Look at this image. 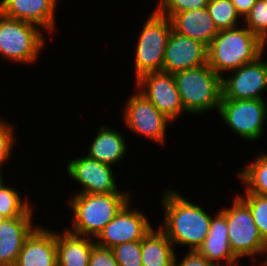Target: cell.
<instances>
[{"label":"cell","mask_w":267,"mask_h":266,"mask_svg":"<svg viewBox=\"0 0 267 266\" xmlns=\"http://www.w3.org/2000/svg\"><path fill=\"white\" fill-rule=\"evenodd\" d=\"M168 188L160 196L164 218L157 227L166 234L175 249L181 245L187 246L188 251L197 250L209 232L213 216L199 204L183 197L175 187Z\"/></svg>","instance_id":"1"},{"label":"cell","mask_w":267,"mask_h":266,"mask_svg":"<svg viewBox=\"0 0 267 266\" xmlns=\"http://www.w3.org/2000/svg\"><path fill=\"white\" fill-rule=\"evenodd\" d=\"M242 23L267 45V2L265 0H257L241 21Z\"/></svg>","instance_id":"27"},{"label":"cell","mask_w":267,"mask_h":266,"mask_svg":"<svg viewBox=\"0 0 267 266\" xmlns=\"http://www.w3.org/2000/svg\"><path fill=\"white\" fill-rule=\"evenodd\" d=\"M33 216L4 219L0 223V266H14L26 238L38 226Z\"/></svg>","instance_id":"17"},{"label":"cell","mask_w":267,"mask_h":266,"mask_svg":"<svg viewBox=\"0 0 267 266\" xmlns=\"http://www.w3.org/2000/svg\"><path fill=\"white\" fill-rule=\"evenodd\" d=\"M175 253L172 266H216L213 262L208 261L202 254L197 250L187 251V253L181 258V261L178 259Z\"/></svg>","instance_id":"32"},{"label":"cell","mask_w":267,"mask_h":266,"mask_svg":"<svg viewBox=\"0 0 267 266\" xmlns=\"http://www.w3.org/2000/svg\"><path fill=\"white\" fill-rule=\"evenodd\" d=\"M63 230L56 231L57 266H89L95 240Z\"/></svg>","instance_id":"21"},{"label":"cell","mask_w":267,"mask_h":266,"mask_svg":"<svg viewBox=\"0 0 267 266\" xmlns=\"http://www.w3.org/2000/svg\"><path fill=\"white\" fill-rule=\"evenodd\" d=\"M207 9L219 31L240 26L243 20L231 0H209Z\"/></svg>","instance_id":"25"},{"label":"cell","mask_w":267,"mask_h":266,"mask_svg":"<svg viewBox=\"0 0 267 266\" xmlns=\"http://www.w3.org/2000/svg\"><path fill=\"white\" fill-rule=\"evenodd\" d=\"M44 33L34 25L8 18L0 13L2 61L7 59L25 65L36 63L47 42Z\"/></svg>","instance_id":"6"},{"label":"cell","mask_w":267,"mask_h":266,"mask_svg":"<svg viewBox=\"0 0 267 266\" xmlns=\"http://www.w3.org/2000/svg\"><path fill=\"white\" fill-rule=\"evenodd\" d=\"M65 167L67 175L81 185V190L78 189L74 194L129 193L126 190L119 191L113 166L101 163L87 155L70 159Z\"/></svg>","instance_id":"12"},{"label":"cell","mask_w":267,"mask_h":266,"mask_svg":"<svg viewBox=\"0 0 267 266\" xmlns=\"http://www.w3.org/2000/svg\"><path fill=\"white\" fill-rule=\"evenodd\" d=\"M242 169L236 174L245 185L244 193L267 196V153L259 152L254 160Z\"/></svg>","instance_id":"23"},{"label":"cell","mask_w":267,"mask_h":266,"mask_svg":"<svg viewBox=\"0 0 267 266\" xmlns=\"http://www.w3.org/2000/svg\"><path fill=\"white\" fill-rule=\"evenodd\" d=\"M209 0H159L155 10L169 19L176 13L205 8Z\"/></svg>","instance_id":"28"},{"label":"cell","mask_w":267,"mask_h":266,"mask_svg":"<svg viewBox=\"0 0 267 266\" xmlns=\"http://www.w3.org/2000/svg\"><path fill=\"white\" fill-rule=\"evenodd\" d=\"M170 21L173 31L198 40L206 46L219 32L207 7L176 13Z\"/></svg>","instance_id":"19"},{"label":"cell","mask_w":267,"mask_h":266,"mask_svg":"<svg viewBox=\"0 0 267 266\" xmlns=\"http://www.w3.org/2000/svg\"><path fill=\"white\" fill-rule=\"evenodd\" d=\"M175 248L158 227L152 228L141 240L142 266H172Z\"/></svg>","instance_id":"22"},{"label":"cell","mask_w":267,"mask_h":266,"mask_svg":"<svg viewBox=\"0 0 267 266\" xmlns=\"http://www.w3.org/2000/svg\"><path fill=\"white\" fill-rule=\"evenodd\" d=\"M266 99H221L219 114L231 131L242 139L255 142L263 137L267 124ZM266 122V123H265Z\"/></svg>","instance_id":"8"},{"label":"cell","mask_w":267,"mask_h":266,"mask_svg":"<svg viewBox=\"0 0 267 266\" xmlns=\"http://www.w3.org/2000/svg\"><path fill=\"white\" fill-rule=\"evenodd\" d=\"M257 0H231L239 15L244 17L250 12Z\"/></svg>","instance_id":"33"},{"label":"cell","mask_w":267,"mask_h":266,"mask_svg":"<svg viewBox=\"0 0 267 266\" xmlns=\"http://www.w3.org/2000/svg\"><path fill=\"white\" fill-rule=\"evenodd\" d=\"M171 31L170 19L154 9L145 20L136 40L135 81L147 73L163 71L165 49Z\"/></svg>","instance_id":"7"},{"label":"cell","mask_w":267,"mask_h":266,"mask_svg":"<svg viewBox=\"0 0 267 266\" xmlns=\"http://www.w3.org/2000/svg\"><path fill=\"white\" fill-rule=\"evenodd\" d=\"M231 206L219 210L225 217L228 228V240L233 255L240 261L250 257L256 262V257L264 255L267 262V245L264 243L258 227L252 217L249 207L235 194Z\"/></svg>","instance_id":"5"},{"label":"cell","mask_w":267,"mask_h":266,"mask_svg":"<svg viewBox=\"0 0 267 266\" xmlns=\"http://www.w3.org/2000/svg\"><path fill=\"white\" fill-rule=\"evenodd\" d=\"M89 266H119L112 249L95 245L92 248Z\"/></svg>","instance_id":"31"},{"label":"cell","mask_w":267,"mask_h":266,"mask_svg":"<svg viewBox=\"0 0 267 266\" xmlns=\"http://www.w3.org/2000/svg\"><path fill=\"white\" fill-rule=\"evenodd\" d=\"M124 138L122 133L111 126L101 125L99 130L97 129L86 155L101 163L117 166V163L123 161L128 150L126 138Z\"/></svg>","instance_id":"20"},{"label":"cell","mask_w":267,"mask_h":266,"mask_svg":"<svg viewBox=\"0 0 267 266\" xmlns=\"http://www.w3.org/2000/svg\"><path fill=\"white\" fill-rule=\"evenodd\" d=\"M129 193L72 194L68 204L72 211L71 227L66 229L76 235L95 239L103 228L130 201Z\"/></svg>","instance_id":"3"},{"label":"cell","mask_w":267,"mask_h":266,"mask_svg":"<svg viewBox=\"0 0 267 266\" xmlns=\"http://www.w3.org/2000/svg\"><path fill=\"white\" fill-rule=\"evenodd\" d=\"M143 94L169 120L177 121L186 114L173 74L164 71L147 73L134 82Z\"/></svg>","instance_id":"13"},{"label":"cell","mask_w":267,"mask_h":266,"mask_svg":"<svg viewBox=\"0 0 267 266\" xmlns=\"http://www.w3.org/2000/svg\"><path fill=\"white\" fill-rule=\"evenodd\" d=\"M125 104L122 117L127 129L159 146L164 145L165 139H167L166 131L169 129L167 127L172 121L136 88L134 94L129 95Z\"/></svg>","instance_id":"9"},{"label":"cell","mask_w":267,"mask_h":266,"mask_svg":"<svg viewBox=\"0 0 267 266\" xmlns=\"http://www.w3.org/2000/svg\"><path fill=\"white\" fill-rule=\"evenodd\" d=\"M264 54L231 71L227 77H221V99H265L263 92L267 91V61L263 59Z\"/></svg>","instance_id":"10"},{"label":"cell","mask_w":267,"mask_h":266,"mask_svg":"<svg viewBox=\"0 0 267 266\" xmlns=\"http://www.w3.org/2000/svg\"><path fill=\"white\" fill-rule=\"evenodd\" d=\"M5 218L0 214V223L4 220Z\"/></svg>","instance_id":"34"},{"label":"cell","mask_w":267,"mask_h":266,"mask_svg":"<svg viewBox=\"0 0 267 266\" xmlns=\"http://www.w3.org/2000/svg\"><path fill=\"white\" fill-rule=\"evenodd\" d=\"M207 64V46L171 31L164 55L163 71L171 74Z\"/></svg>","instance_id":"14"},{"label":"cell","mask_w":267,"mask_h":266,"mask_svg":"<svg viewBox=\"0 0 267 266\" xmlns=\"http://www.w3.org/2000/svg\"><path fill=\"white\" fill-rule=\"evenodd\" d=\"M242 26L220 30L207 46V64L220 77L265 52L267 45L244 24Z\"/></svg>","instance_id":"2"},{"label":"cell","mask_w":267,"mask_h":266,"mask_svg":"<svg viewBox=\"0 0 267 266\" xmlns=\"http://www.w3.org/2000/svg\"><path fill=\"white\" fill-rule=\"evenodd\" d=\"M4 176L0 177V214L5 219L20 216H33L34 209L30 201L22 199L21 193L13 186L7 185Z\"/></svg>","instance_id":"24"},{"label":"cell","mask_w":267,"mask_h":266,"mask_svg":"<svg viewBox=\"0 0 267 266\" xmlns=\"http://www.w3.org/2000/svg\"><path fill=\"white\" fill-rule=\"evenodd\" d=\"M214 215L209 232L197 251L216 266H239V260L229 245L226 217L219 210ZM221 260V263L225 262L224 265L220 263Z\"/></svg>","instance_id":"18"},{"label":"cell","mask_w":267,"mask_h":266,"mask_svg":"<svg viewBox=\"0 0 267 266\" xmlns=\"http://www.w3.org/2000/svg\"><path fill=\"white\" fill-rule=\"evenodd\" d=\"M188 115L218 111L222 98L221 77L208 64L173 74Z\"/></svg>","instance_id":"4"},{"label":"cell","mask_w":267,"mask_h":266,"mask_svg":"<svg viewBox=\"0 0 267 266\" xmlns=\"http://www.w3.org/2000/svg\"><path fill=\"white\" fill-rule=\"evenodd\" d=\"M261 266H267V262L266 263H264V264H260Z\"/></svg>","instance_id":"35"},{"label":"cell","mask_w":267,"mask_h":266,"mask_svg":"<svg viewBox=\"0 0 267 266\" xmlns=\"http://www.w3.org/2000/svg\"><path fill=\"white\" fill-rule=\"evenodd\" d=\"M236 194L250 209L259 233L267 245V196L255 193Z\"/></svg>","instance_id":"26"},{"label":"cell","mask_w":267,"mask_h":266,"mask_svg":"<svg viewBox=\"0 0 267 266\" xmlns=\"http://www.w3.org/2000/svg\"><path fill=\"white\" fill-rule=\"evenodd\" d=\"M14 266H57L56 231L38 224L26 238Z\"/></svg>","instance_id":"16"},{"label":"cell","mask_w":267,"mask_h":266,"mask_svg":"<svg viewBox=\"0 0 267 266\" xmlns=\"http://www.w3.org/2000/svg\"><path fill=\"white\" fill-rule=\"evenodd\" d=\"M130 200L94 239L95 244L113 248L126 242L142 240L154 227L144 211L132 208Z\"/></svg>","instance_id":"11"},{"label":"cell","mask_w":267,"mask_h":266,"mask_svg":"<svg viewBox=\"0 0 267 266\" xmlns=\"http://www.w3.org/2000/svg\"><path fill=\"white\" fill-rule=\"evenodd\" d=\"M58 0H1L0 13L11 19L23 20L52 35L57 27Z\"/></svg>","instance_id":"15"},{"label":"cell","mask_w":267,"mask_h":266,"mask_svg":"<svg viewBox=\"0 0 267 266\" xmlns=\"http://www.w3.org/2000/svg\"><path fill=\"white\" fill-rule=\"evenodd\" d=\"M6 119L0 116V177H3L4 173H2V166L6 162L9 163V159L11 160V155L14 151L16 145V135H15V125H11Z\"/></svg>","instance_id":"29"},{"label":"cell","mask_w":267,"mask_h":266,"mask_svg":"<svg viewBox=\"0 0 267 266\" xmlns=\"http://www.w3.org/2000/svg\"><path fill=\"white\" fill-rule=\"evenodd\" d=\"M111 249L119 266H142L141 240L119 244Z\"/></svg>","instance_id":"30"}]
</instances>
